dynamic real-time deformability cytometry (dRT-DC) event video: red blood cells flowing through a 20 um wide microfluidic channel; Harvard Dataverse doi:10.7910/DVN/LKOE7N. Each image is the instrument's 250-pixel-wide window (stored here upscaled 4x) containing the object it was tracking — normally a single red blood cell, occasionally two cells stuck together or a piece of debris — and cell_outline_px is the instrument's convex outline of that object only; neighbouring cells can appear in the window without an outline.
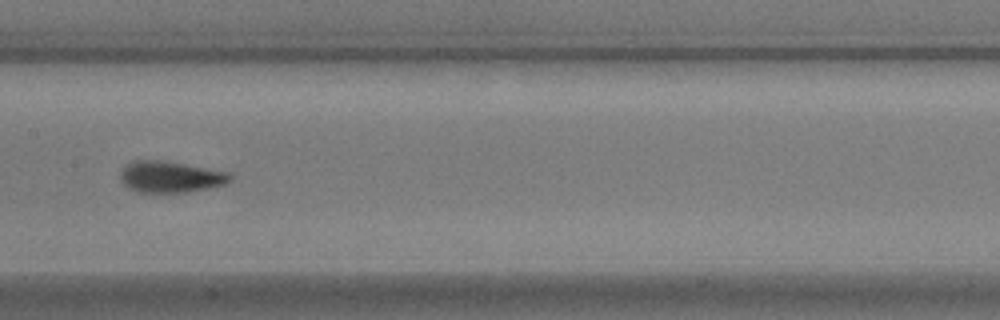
{"species": "common noctule bat (a hibernating species)", "species_latin": "Nyctalus noctula", "temperature_condition": "warm", "stored_images_in_passage": 18, "camera_frame_rate_fps": 3000, "um_per_image_px": 0.085, "animal": {"sex": "male", "body_mass_g": 17.9}, "frame": {"image": 1, "passage_image": 13, "time_ms": 4.0, "image_size_px": [1000, 320], "cell_outline_px": [[232, 176], [224, 184], [184, 192], [140, 192], [124, 184], [120, 176], [120, 172], [128, 164], [136, 160], [156, 160], [180, 164], [224, 172]], "centroid_in_image_um": [14.41, 15.04], "position_along_channel_um": 193.0, "area_um2": 18.96}}
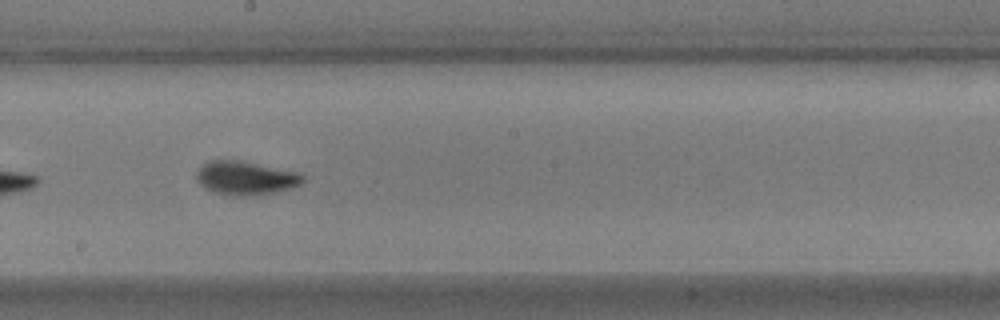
{"frame": {"image": 2, "passage_image": 16, "time_ms": 5.0, "image_size_px": [1000, 320], "cell_outline_px": [[304, 180], [300, 184], [292, 188], [244, 196], [236, 196], [216, 192], [200, 184], [196, 176], [196, 172], [208, 160], [240, 160], [296, 172], [304, 176]], "centroid_in_image_um": [20.86, 15.11], "position_along_channel_um": 227.3, "area_um2": 20.29}}